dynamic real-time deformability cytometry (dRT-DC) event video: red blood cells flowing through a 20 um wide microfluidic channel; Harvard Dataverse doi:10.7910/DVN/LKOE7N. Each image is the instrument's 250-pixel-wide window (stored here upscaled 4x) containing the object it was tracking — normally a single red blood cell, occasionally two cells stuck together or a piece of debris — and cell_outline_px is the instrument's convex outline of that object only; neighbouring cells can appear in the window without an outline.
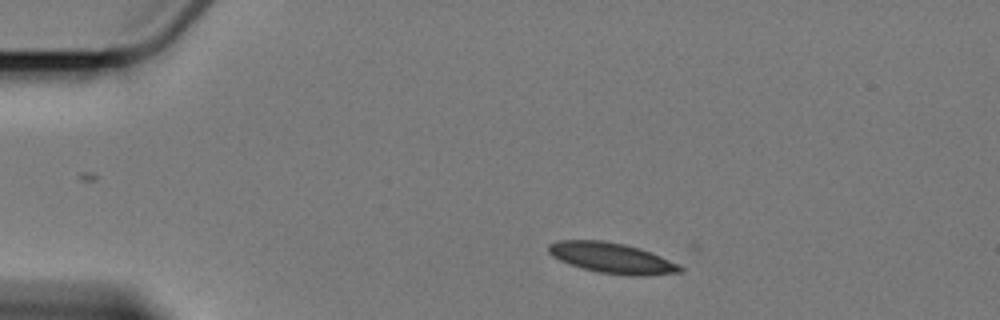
{"species": "Egyptian fruit bat (a non-hibernating species)", "species_latin": "Rousettus aegyptiacus", "temperature_condition": "cold", "stored_images_in_passage": 5, "camera_frame_rate_fps": 3000, "um_per_image_px": 0.085, "animal": {"sex": "female"}, "frame": {"image": 1, "passage_image": 2, "time_ms": 1.333, "image_size_px": [1000, 320], "cell_outline_px": [[684, 272], [644, 276], [628, 276], [600, 272], [580, 268], [568, 264], [552, 256], [548, 252], [548, 244], [556, 240], [604, 240], [624, 244], [640, 248], [660, 256], [684, 268]], "centroid_in_image_um": [51.98, 21.93], "position_along_channel_um": 33.0, "area_um2": 23.52}}
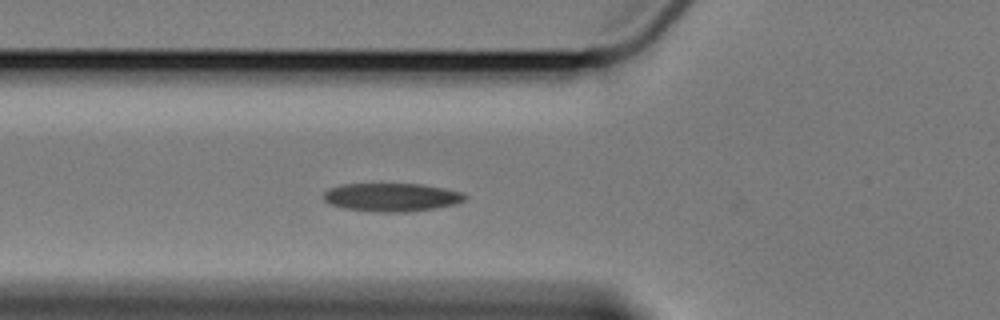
{"frame": {"image": 2, "passage_image": 5, "time_ms": 4.667, "image_size_px": [1000, 320], "cell_outline_px": [[468, 196], [464, 200], [456, 204], [436, 208], [408, 212], [376, 212], [340, 208], [328, 204], [324, 200], [324, 192], [328, 188], [340, 184], [424, 184], [464, 192]], "centroid_in_image_um": [33.28, 16.77], "position_along_channel_um": 92.5, "area_um2": 23.76}}